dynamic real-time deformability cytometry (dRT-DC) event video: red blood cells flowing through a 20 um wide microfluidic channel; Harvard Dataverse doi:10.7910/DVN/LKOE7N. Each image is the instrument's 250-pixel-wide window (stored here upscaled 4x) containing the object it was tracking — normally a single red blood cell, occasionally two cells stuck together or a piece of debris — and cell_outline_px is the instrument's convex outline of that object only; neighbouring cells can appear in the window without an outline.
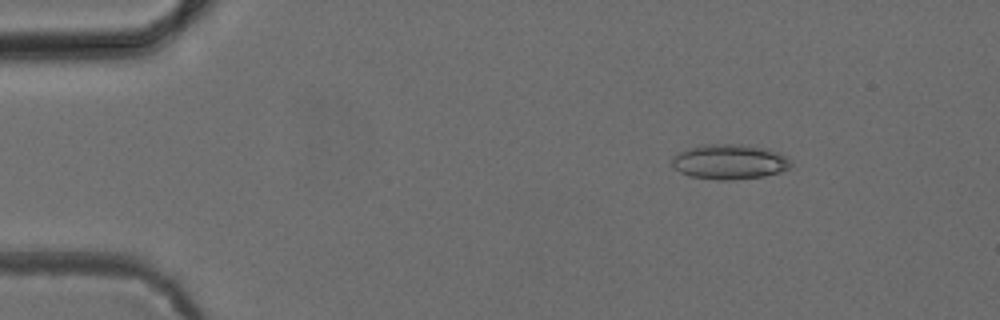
{"species": "common noctule bat (a hibernating species)", "species_latin": "Nyctalus noctula", "temperature_condition": "cold", "stored_images_in_passage": 6, "camera_frame_rate_fps": 3000, "um_per_image_px": 0.085, "animal": {"sex": "female", "body_mass_g": 24.6, "forearm_length_mm": 56.2}, "frame": {"image": 1, "passage_image": 3, "time_ms": 2.333, "image_size_px": [1000, 320], "cell_outline_px": [[792, 164], [788, 168], [780, 172], [764, 176], [732, 180], [716, 180], [688, 176], [672, 168], [672, 156], [676, 152], [688, 148], [704, 144], [740, 144], [768, 148], [780, 152], [788, 156]], "centroid_in_image_um": [61.99, 13.74], "position_along_channel_um": 23.0, "area_um2": 24.74}}
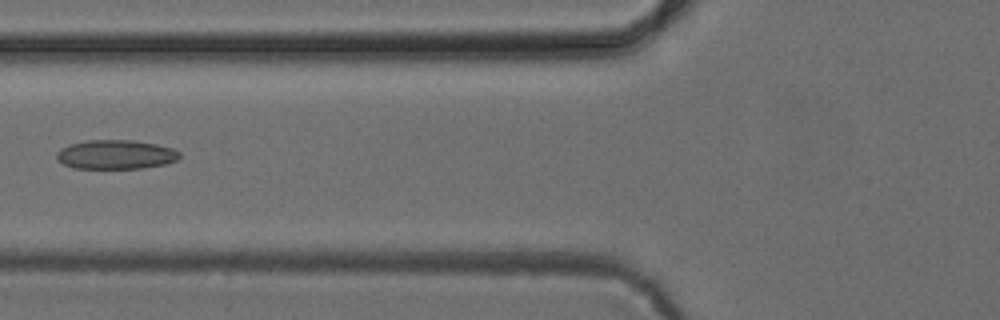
{"frame": {"image": 2, "passage_image": 6, "time_ms": 6.667, "image_size_px": [1000, 320], "cell_outline_px": [[180, 156], [176, 160], [164, 164], [144, 168], [72, 168], [64, 164], [56, 156], [56, 152], [60, 148], [68, 144], [88, 140], [132, 140], [156, 144], [172, 148], [180, 152]], "centroid_in_image_um": [9.82, 13.13], "position_along_channel_um": 116.0, "area_um2": 20.87}}